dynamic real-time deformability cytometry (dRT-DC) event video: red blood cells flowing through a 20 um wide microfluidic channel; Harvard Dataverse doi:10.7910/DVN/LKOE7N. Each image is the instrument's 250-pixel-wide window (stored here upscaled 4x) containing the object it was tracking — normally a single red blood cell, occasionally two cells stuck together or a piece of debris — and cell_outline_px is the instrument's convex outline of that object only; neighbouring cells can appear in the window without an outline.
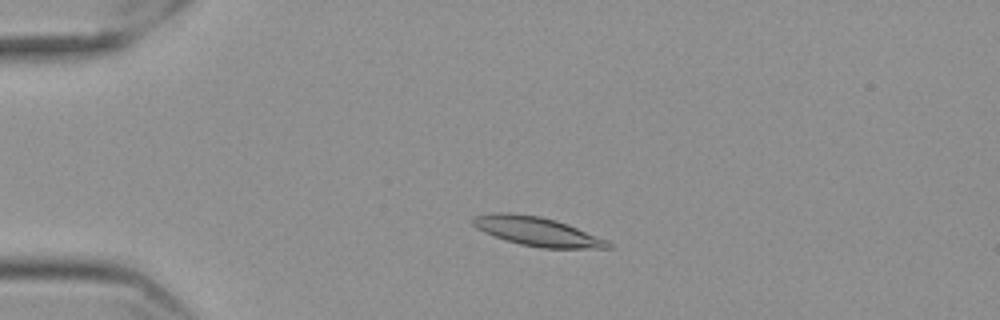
{"species": "Egyptian fruit bat (a non-hibernating species)", "species_latin": "Rousettus aegyptiacus", "temperature_condition": "cold", "stored_images_in_passage": 54, "camera_frame_rate_fps": 3000, "um_per_image_px": 0.085, "frame": {"image": 1, "passage_image": 10, "time_ms": 3.0, "image_size_px": [1000, 320], "cell_outline_px": [[616, 248], [540, 248], [520, 244], [504, 240], [484, 232], [476, 228], [472, 224], [472, 216], [492, 212], [512, 212], [540, 216], [556, 220], [608, 240]], "centroid_in_image_um": [45.62, 19.66], "position_along_channel_um": 39.4, "area_um2": 23.06}}
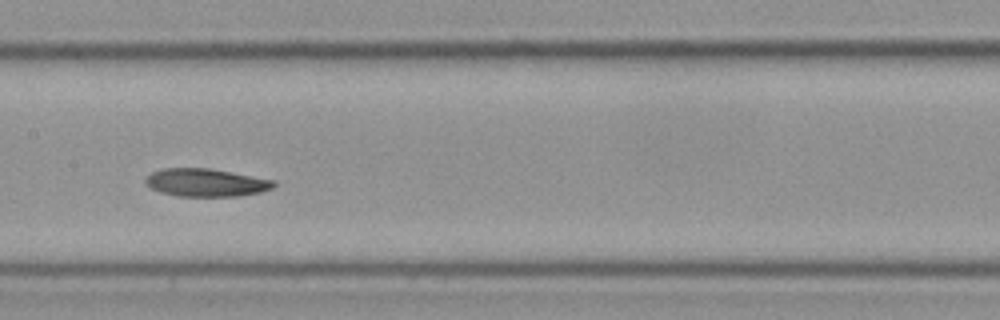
{"frame": {"image": 2, "passage_image": 26, "time_ms": 8.333, "image_size_px": [1000, 320], "cell_outline_px": [[276, 184], [272, 188], [260, 192], [240, 196], [180, 196], [160, 192], [144, 184], [144, 180], [152, 172], [164, 168], [208, 168], [276, 180]], "centroid_in_image_um": [17.51, 15.52], "position_along_channel_um": 189.9, "area_um2": 20.81}}
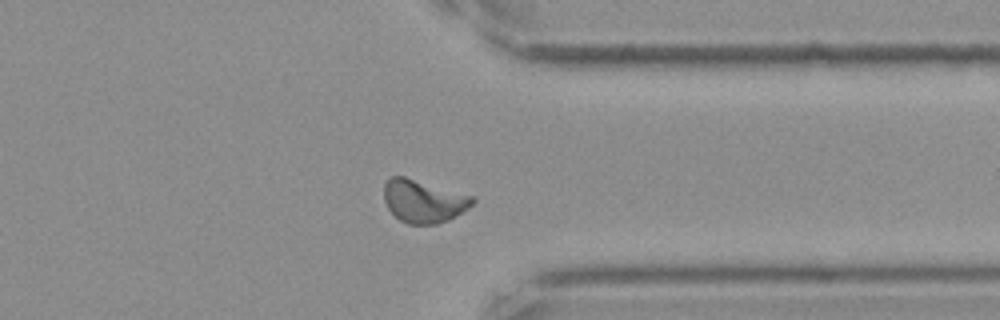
{"frame": {"image": 3, "passage_image": 42, "time_ms": 13.667, "image_size_px": [1000, 320], "cell_outline_px": [[476, 200], [468, 208], [448, 220], [436, 224], [408, 224], [400, 220], [388, 208], [384, 200], [384, 184], [392, 176], [404, 176], [472, 196]], "centroid_in_image_um": [35.98, 17.1], "position_along_channel_um": 375.4, "area_um2": 21.79}, "authors_computed_cell_mechanics": {"area_um2": 21.2704, "velocity_mm_per_s": 3.5193, "shape_relaxation_time_tau1_ms": null, "shape_relaxation_time_tau2_ms": 9.2307, "deformation_change_tau1": null, "deformation_change_tau2": 0.1471}}